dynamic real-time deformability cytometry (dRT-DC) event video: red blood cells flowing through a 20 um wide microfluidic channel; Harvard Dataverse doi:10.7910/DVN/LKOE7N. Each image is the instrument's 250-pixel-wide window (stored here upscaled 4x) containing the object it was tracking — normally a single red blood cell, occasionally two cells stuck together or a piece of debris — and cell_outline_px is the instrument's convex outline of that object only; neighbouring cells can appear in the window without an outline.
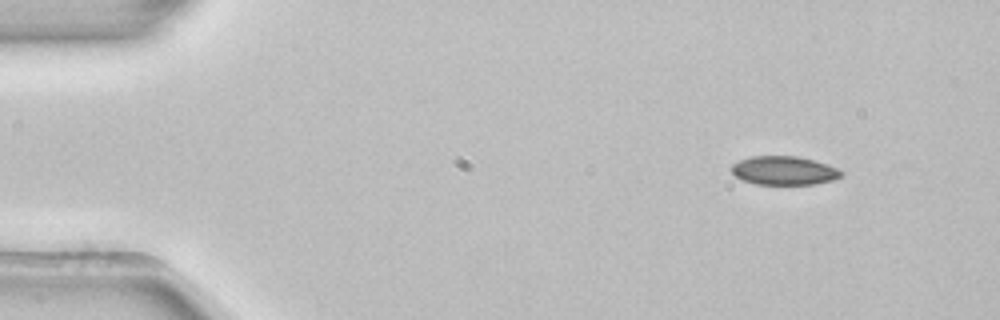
{"species": "common noctule bat (a hibernating species)", "species_latin": "Nyctalus noctula", "temperature_condition": "room temperature", "stored_images_in_passage": 48, "camera_frame_rate_fps": 3000, "um_per_image_px": 0.085, "animal": {"sex": "female", "body_mass_g": 22.7, "forearm_length_mm": 54.2}, "frame": {"image": 1, "passage_image": 1, "time_ms": 0.0, "image_size_px": [1000, 320], "cell_outline_px": [[844, 176], [832, 180], [816, 184], [756, 184], [744, 180], [736, 176], [732, 172], [732, 164], [740, 160], [752, 156], [796, 156], [812, 160], [836, 168], [844, 172]], "centroid_in_image_um": [66.66, 14.5], "position_along_channel_um": 18.3, "area_um2": 18.15}}
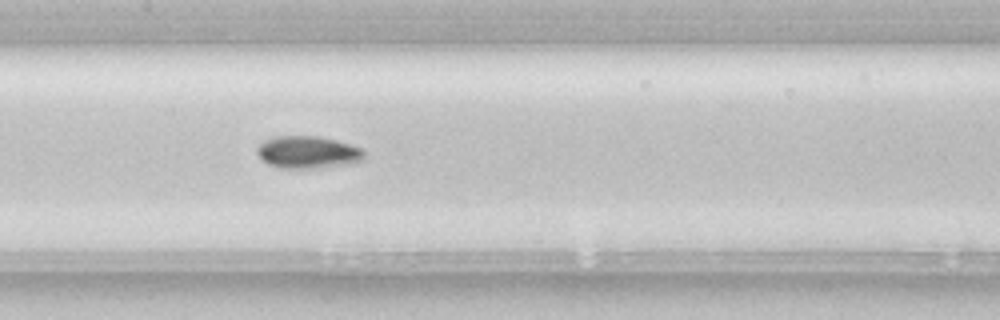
{"frame": {"image": 2, "passage_image": 21, "time_ms": 6.667, "image_size_px": [1000, 320], "cell_outline_px": [[364, 160], [352, 164], [312, 168], [280, 168], [268, 164], [260, 160], [256, 152], [256, 148], [264, 140], [272, 136], [316, 136], [336, 140], [364, 148]], "centroid_in_image_um": [26.16, 12.94], "position_along_channel_um": 181.2, "area_um2": 20.52}}
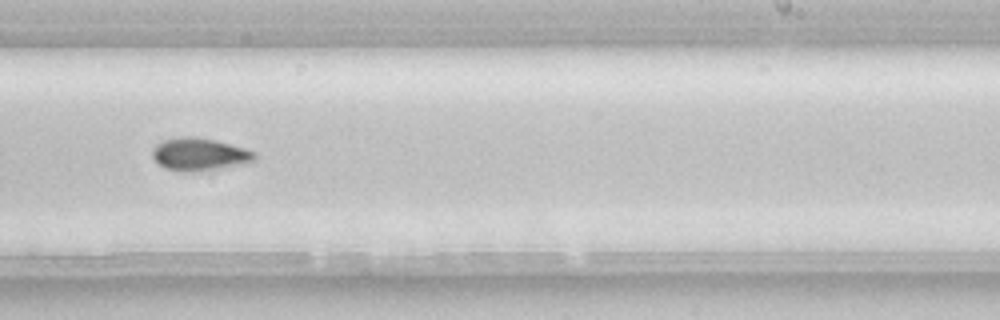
{"frame": {"image": 3, "passage_image": 28, "time_ms": 9.0, "image_size_px": [1000, 320], "cell_outline_px": [[256, 160], [248, 164], [196, 172], [180, 172], [164, 168], [152, 156], [152, 148], [156, 144], [164, 140], [176, 136], [196, 136], [216, 140], [244, 148], [256, 152]], "centroid_in_image_um": [16.97, 13.12], "position_along_channel_um": 272.0, "area_um2": 19.94}, "authors_computed_cell_mechanics": {"area_um2": 19.1607, "velocity_mm_per_s": 3.9135, "shape_relaxation_time_tau1_ms": 3.5823, "shape_relaxation_time_tau2_ms": null, "deformation_change_tau1": 0.0872, "deformation_change_tau2": null}}